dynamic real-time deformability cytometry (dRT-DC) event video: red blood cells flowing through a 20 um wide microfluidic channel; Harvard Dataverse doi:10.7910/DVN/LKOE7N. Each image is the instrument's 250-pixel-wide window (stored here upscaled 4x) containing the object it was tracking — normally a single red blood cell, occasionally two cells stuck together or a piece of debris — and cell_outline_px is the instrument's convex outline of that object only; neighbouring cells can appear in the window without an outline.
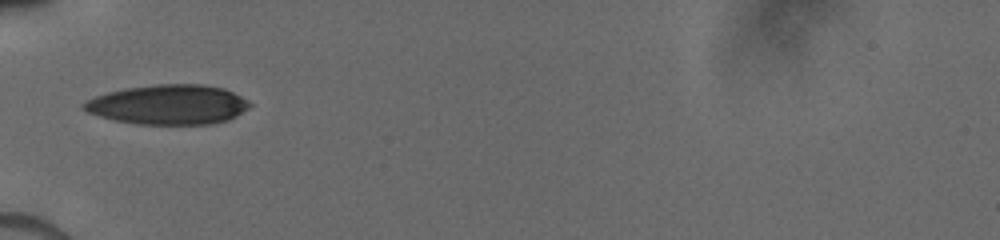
{"species": "human", "species_latin": "Homo sapiens", "temperature_condition": "cold", "stored_images_in_passage": 33, "camera_frame_rate_fps": 3000, "um_per_image_px": 0.085, "donor": {"sex": "male"}, "frame": {"image": 1, "passage_image": 1, "time_ms": 0.0, "image_size_px": [1000, 240], "cell_outline_px": [[252, 104], [248, 108], [236, 116], [228, 120], [212, 124], [136, 124], [112, 120], [88, 112], [80, 104], [96, 96], [108, 92], [124, 88], [156, 84], [204, 84], [224, 88], [248, 100]], "centroid_in_image_um": [14.32, 8.89], "position_along_channel_um": 70.7, "area_um2": 38.49}}
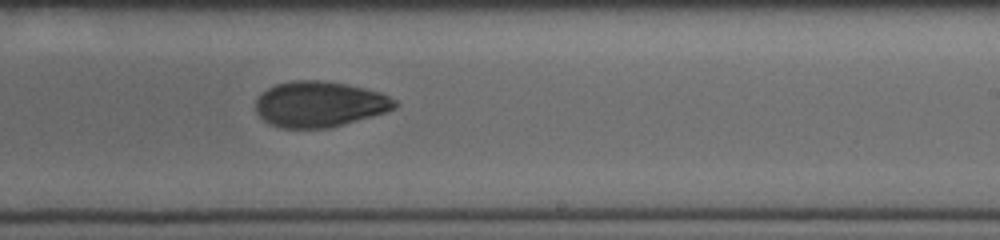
{"frame": {"image": 2, "passage_image": 15, "time_ms": 4.667, "image_size_px": [1000, 240], "cell_outline_px": [[400, 104], [396, 108], [372, 116], [328, 128], [280, 128], [264, 120], [256, 112], [256, 100], [260, 92], [276, 84], [292, 80], [324, 80], [348, 84], [380, 92], [396, 100]], "centroid_in_image_um": [27.16, 8.84], "position_along_channel_um": 261.8, "area_um2": 37.17}}
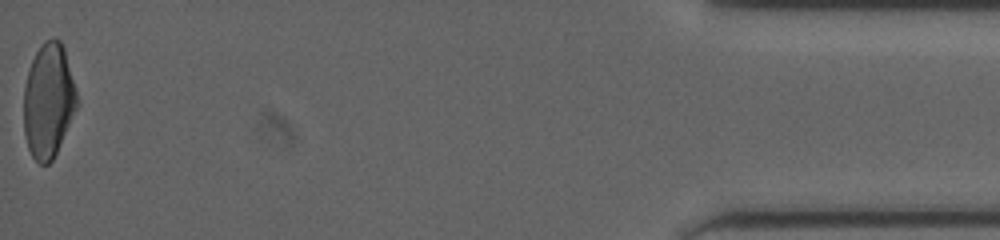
{"frame": {"image": 3, "passage_image": 33, "time_ms": 10.667, "image_size_px": [1000, 240], "cell_outline_px": [[80, 104], [52, 160], [48, 164], [40, 164], [32, 156], [28, 148], [24, 132], [24, 88], [28, 72], [32, 60], [36, 52], [44, 40], [52, 36], [60, 40], [64, 48]], "centroid_in_image_um": [4.13, 8.55], "position_along_channel_um": 431.1, "area_um2": 35.6}}